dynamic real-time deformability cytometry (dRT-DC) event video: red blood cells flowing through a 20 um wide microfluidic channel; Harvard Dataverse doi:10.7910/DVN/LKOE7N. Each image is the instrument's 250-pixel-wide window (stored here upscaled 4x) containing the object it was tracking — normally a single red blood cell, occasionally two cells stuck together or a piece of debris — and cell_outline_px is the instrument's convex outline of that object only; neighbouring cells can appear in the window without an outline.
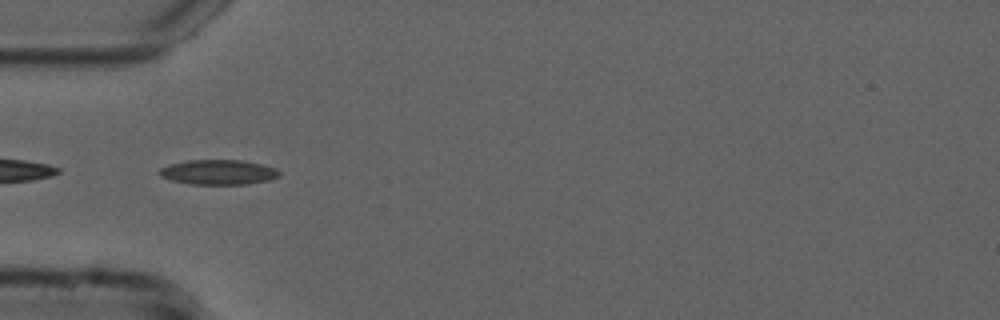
{"species": "common noctule bat (a hibernating species)", "species_latin": "Nyctalus noctula", "temperature_condition": "cold", "stored_images_in_passage": 44, "camera_frame_rate_fps": 3000, "um_per_image_px": 0.085, "animal": {"sex": "male", "forearm_length_mm": 52.5}, "frame": {"image": 1, "passage_image": 7, "time_ms": 2.0, "image_size_px": [1000, 320], "cell_outline_px": [[280, 176], [268, 180], [248, 184], [188, 184], [172, 180], [160, 176], [156, 172], [160, 168], [168, 164], [188, 160], [240, 160], [260, 164], [276, 168], [280, 172]], "centroid_in_image_um": [18.52, 14.63], "position_along_channel_um": 66.5, "area_um2": 17.46}}
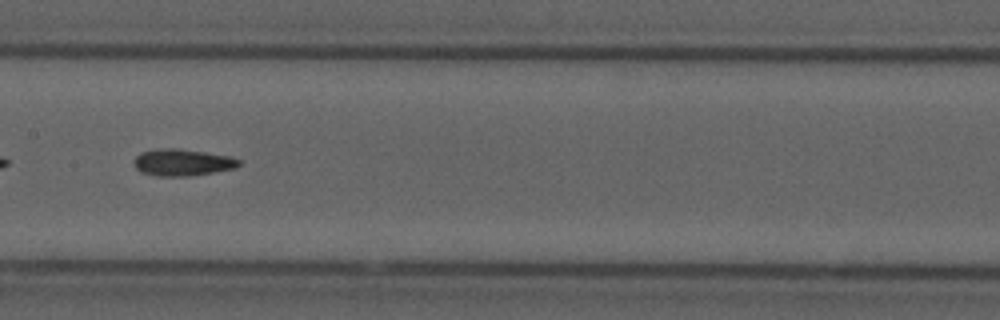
{"frame": {"image": 2, "passage_image": 17, "time_ms": 5.333, "image_size_px": [1000, 320], "cell_outline_px": [[240, 164], [236, 168], [192, 176], [156, 176], [140, 172], [132, 164], [136, 156], [140, 152], [160, 148], [172, 148], [204, 152], [228, 156], [240, 160]], "centroid_in_image_um": [15.46, 13.82], "position_along_channel_um": 191.9, "area_um2": 16.42}}
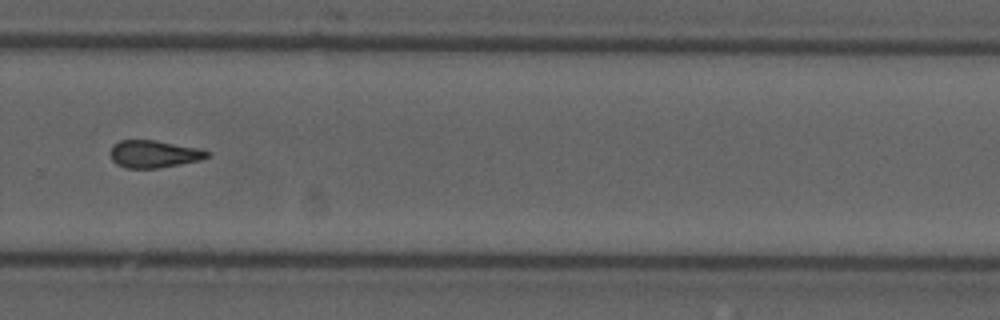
{"frame": {"image": 3, "passage_image": 27, "time_ms": 8.667, "image_size_px": [1000, 320], "cell_outline_px": [[212, 152], [208, 156], [200, 160], [180, 164], [156, 168], [128, 168], [116, 164], [112, 160], [112, 144], [120, 140], [156, 140], [200, 148]], "centroid_in_image_um": [13.11, 13.08], "position_along_channel_um": 316.7, "area_um2": 15.43}, "authors_computed_cell_mechanics": {"area_um2": 15.6349, "velocity_mm_per_s": 3.7622, "shape_relaxation_time_tau1_ms": null, "shape_relaxation_time_tau2_ms": 7.3745, "deformation_change_tau1": null, "deformation_change_tau2": 0.1612}}